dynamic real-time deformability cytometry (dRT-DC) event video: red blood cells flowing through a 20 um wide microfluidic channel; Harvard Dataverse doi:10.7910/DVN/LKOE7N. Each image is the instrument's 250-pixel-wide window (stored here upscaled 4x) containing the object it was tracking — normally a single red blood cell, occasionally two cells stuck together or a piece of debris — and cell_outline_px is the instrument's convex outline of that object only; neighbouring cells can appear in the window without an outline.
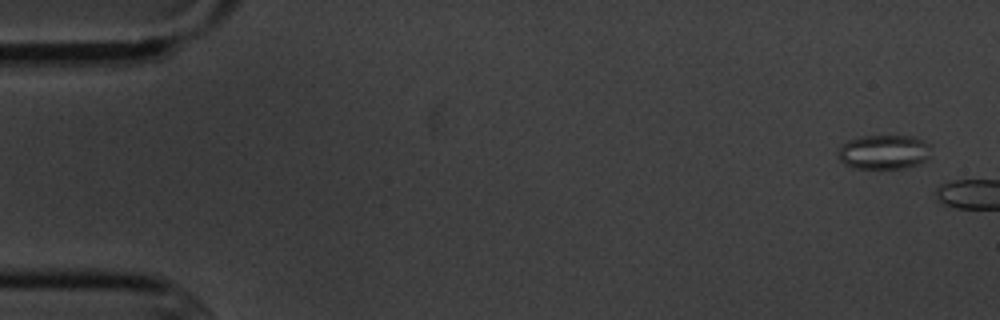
{"species": "common noctule bat (a hibernating species)", "species_latin": "Nyctalus noctula", "temperature_condition": "cold", "stored_images_in_passage": 2, "camera_frame_rate_fps": 3000, "um_per_image_px": 0.085, "animal": {"sex": "male", "body_mass_g": 20.1, "forearm_length_mm": 53.5}, "frame": {"image": 1, "passage_image": 1, "time_ms": 0.0, "image_size_px": [1000, 320], "cell_outline_px": [[932, 144], [928, 156], [920, 164], [904, 168], [852, 168], [844, 164], [836, 156], [836, 152], [840, 144], [848, 140], [864, 136], [912, 136]], "centroid_in_image_um": [75.09, 12.92], "position_along_channel_um": 9.9, "area_um2": 18.9}}